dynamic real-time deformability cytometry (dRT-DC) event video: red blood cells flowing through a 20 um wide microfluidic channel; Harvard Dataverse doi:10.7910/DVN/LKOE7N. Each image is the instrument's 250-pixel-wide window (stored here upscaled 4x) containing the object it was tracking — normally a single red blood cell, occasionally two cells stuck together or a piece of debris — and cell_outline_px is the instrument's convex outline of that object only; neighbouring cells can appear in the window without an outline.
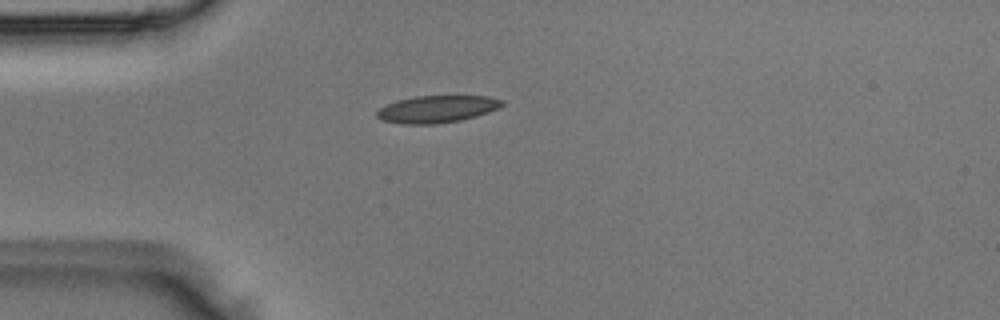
{"species": "Egyptian fruit bat (a non-hibernating species)", "species_latin": "Rousettus aegyptiacus", "temperature_condition": "room temperature", "stored_images_in_passage": 2, "camera_frame_rate_fps": 3000, "um_per_image_px": 0.085, "animal": {"sex": "male"}, "frame": {"image": 1, "passage_image": 1, "time_ms": 0.0, "image_size_px": [1000, 320], "cell_outline_px": [[504, 104], [488, 112], [476, 116], [460, 120], [432, 124], [404, 124], [384, 120], [376, 116], [376, 112], [380, 108], [396, 100], [416, 96], [488, 96], [504, 100]], "centroid_in_image_um": [37.14, 9.26], "position_along_channel_um": 47.9, "area_um2": 19.59}}